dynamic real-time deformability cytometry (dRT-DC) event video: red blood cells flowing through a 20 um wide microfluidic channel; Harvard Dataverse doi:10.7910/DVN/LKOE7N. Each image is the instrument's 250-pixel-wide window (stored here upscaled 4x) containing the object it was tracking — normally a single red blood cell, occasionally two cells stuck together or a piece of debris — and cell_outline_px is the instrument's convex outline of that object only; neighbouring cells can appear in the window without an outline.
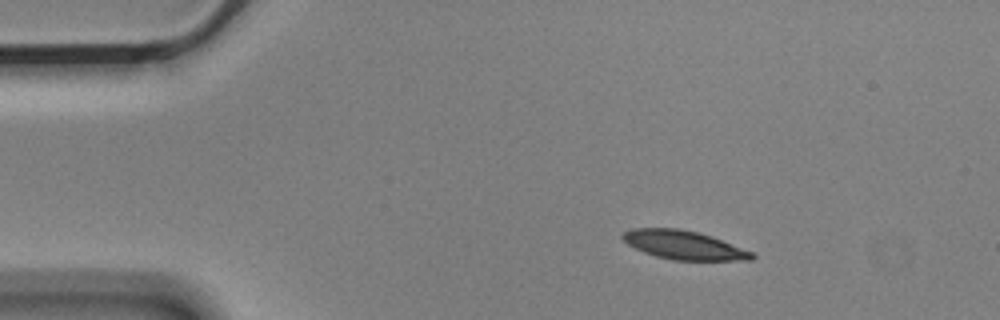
{"species": "Egyptian fruit bat (a non-hibernating species)", "species_latin": "Rousettus aegyptiacus", "temperature_condition": "cold", "stored_images_in_passage": 4, "camera_frame_rate_fps": 3000, "um_per_image_px": 0.085, "animal": {"sex": "male"}, "frame": {"image": 1, "passage_image": 2, "time_ms": 0.333, "image_size_px": [1000, 320], "cell_outline_px": [[756, 256], [752, 260], [672, 260], [656, 256], [644, 252], [628, 244], [620, 236], [624, 232], [632, 228], [680, 228], [712, 236], [752, 252]], "centroid_in_image_um": [58.12, 20.82], "position_along_channel_um": 26.9, "area_um2": 21.5}}